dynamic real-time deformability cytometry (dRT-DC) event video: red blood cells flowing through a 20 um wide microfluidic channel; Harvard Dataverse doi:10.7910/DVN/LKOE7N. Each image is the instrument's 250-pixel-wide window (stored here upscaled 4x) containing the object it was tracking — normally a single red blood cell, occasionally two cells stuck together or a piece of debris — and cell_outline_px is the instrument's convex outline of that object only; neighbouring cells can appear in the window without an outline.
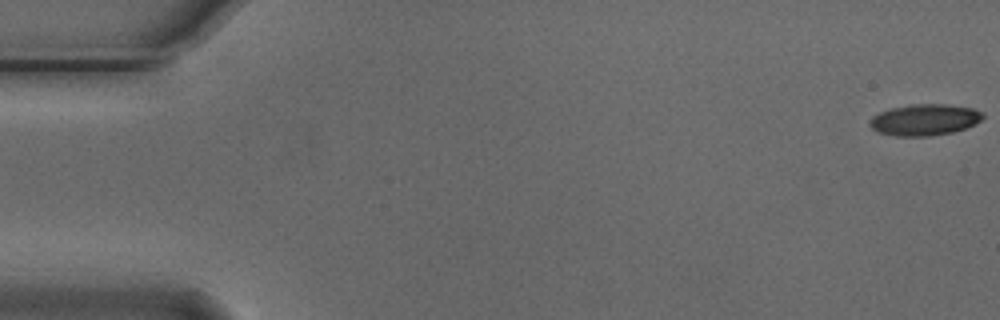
{"species": "Egyptian fruit bat (a non-hibernating species)", "species_latin": "Rousettus aegyptiacus", "temperature_condition": "cold", "stored_images_in_passage": 8, "camera_frame_rate_fps": 3000, "um_per_image_px": 0.085, "animal": {"sex": "male"}, "frame": {"image": 1, "passage_image": 1, "time_ms": 0.0, "image_size_px": [1000, 320], "cell_outline_px": [[984, 116], [976, 124], [952, 132], [928, 136], [896, 136], [880, 132], [872, 128], [868, 124], [872, 116], [880, 112], [892, 108], [912, 104], [944, 104], [972, 108], [984, 112]], "centroid_in_image_um": [78.6, 10.18], "position_along_channel_um": 6.4, "area_um2": 20.52}}
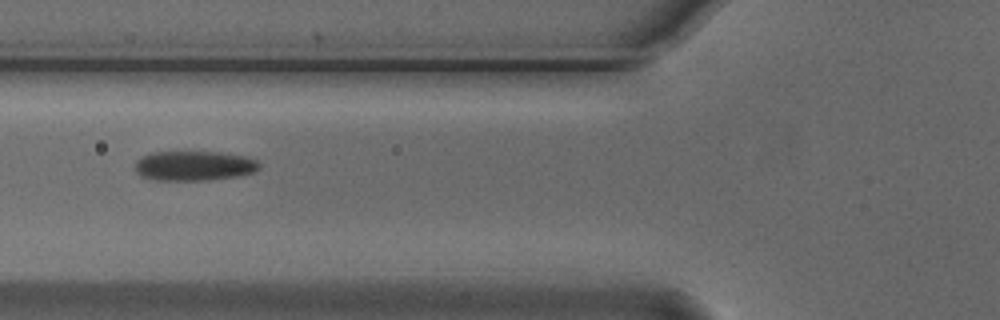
{"frame": {"image": 2, "passage_image": 6, "time_ms": 1.667, "image_size_px": [1000, 320], "cell_outline_px": [[260, 168], [256, 172], [240, 176], [208, 180], [156, 180], [140, 176], [136, 172], [136, 160], [152, 152], [220, 152], [244, 156], [256, 160], [260, 164]], "centroid_in_image_um": [16.53, 14.1], "position_along_channel_um": 109.3, "area_um2": 21.62}}
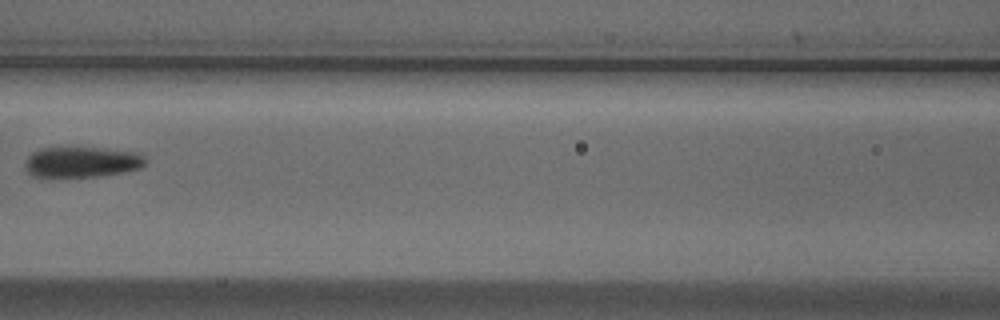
{"frame": {"image": 3, "passage_image": 7, "time_ms": 2.0, "image_size_px": [1000, 320], "cell_outline_px": [[148, 160], [140, 168], [124, 172], [96, 176], [60, 180], [48, 180], [32, 176], [28, 172], [24, 164], [28, 156], [32, 152], [40, 148], [96, 148], [136, 152]], "centroid_in_image_um": [6.85, 13.83], "position_along_channel_um": 159.7, "area_um2": 22.2}}